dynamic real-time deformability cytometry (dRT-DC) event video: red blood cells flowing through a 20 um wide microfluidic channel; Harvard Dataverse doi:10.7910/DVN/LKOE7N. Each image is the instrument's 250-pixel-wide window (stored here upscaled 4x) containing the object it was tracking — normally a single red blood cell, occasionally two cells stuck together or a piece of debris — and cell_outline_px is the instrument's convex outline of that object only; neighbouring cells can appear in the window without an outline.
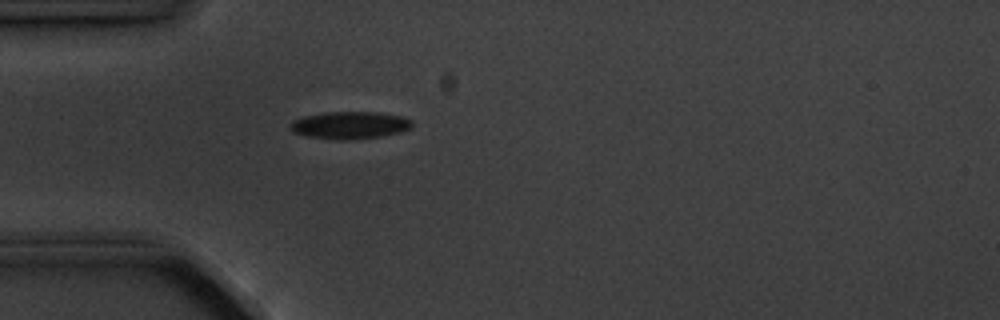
{"species": "common noctule bat (a hibernating species)", "species_latin": "Nyctalus noctula", "temperature_condition": "cold", "stored_images_in_passage": 4, "camera_frame_rate_fps": 3000, "um_per_image_px": 0.085, "animal": {"sex": "male", "body_mass_g": 20.1, "forearm_length_mm": 53.5}, "frame": {"image": 1, "passage_image": 4, "time_ms": 3.333, "image_size_px": [1000, 320], "cell_outline_px": [[412, 124], [408, 128], [400, 132], [380, 136], [352, 140], [336, 140], [308, 136], [292, 132], [288, 128], [288, 124], [292, 120], [304, 116], [328, 112], [376, 112], [400, 116], [412, 120]], "centroid_in_image_um": [29.66, 10.64], "position_along_channel_um": 55.3, "area_um2": 19.42}}